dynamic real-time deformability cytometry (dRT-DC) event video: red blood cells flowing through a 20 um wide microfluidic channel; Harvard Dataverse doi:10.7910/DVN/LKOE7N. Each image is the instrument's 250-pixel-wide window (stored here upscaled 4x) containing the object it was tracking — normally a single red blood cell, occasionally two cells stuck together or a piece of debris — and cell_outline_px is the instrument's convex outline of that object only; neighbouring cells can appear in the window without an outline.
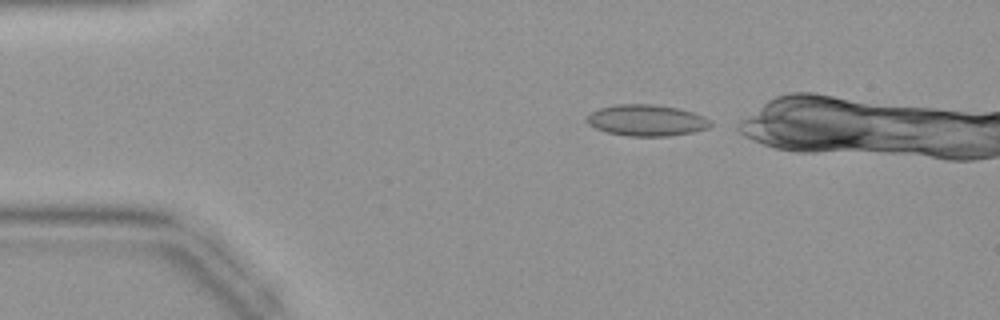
{"species": "common noctule bat (a hibernating species)", "species_latin": "Nyctalus noctula", "temperature_condition": "warm", "stored_images_in_passage": 29, "camera_frame_rate_fps": 3000, "um_per_image_px": 0.085, "animal": {"sex": "female", "body_mass_g": 19.9}, "frame": {"image": 1, "passage_image": 1, "time_ms": 0.0, "image_size_px": [1000, 320], "cell_outline_px": [[712, 124], [708, 128], [692, 132], [668, 136], [628, 136], [608, 132], [596, 128], [588, 124], [588, 116], [592, 112], [600, 108], [616, 104], [652, 104], [676, 108], [692, 112], [704, 116], [712, 120]], "centroid_in_image_um": [54.99, 10.23], "position_along_channel_um": 30.0, "area_um2": 22.37}}
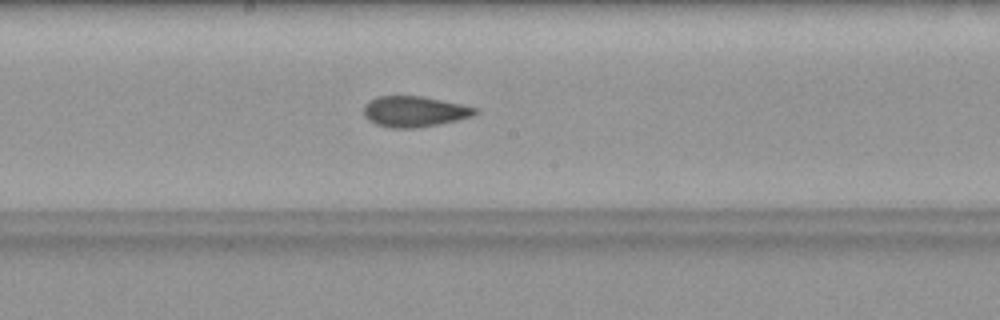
{"frame": {"image": 2, "passage_image": 16, "time_ms": 5.0, "image_size_px": [1000, 320], "cell_outline_px": [[480, 112], [472, 116], [456, 120], [436, 124], [412, 128], [392, 128], [376, 124], [368, 120], [364, 116], [364, 104], [368, 100], [376, 96], [420, 96], [460, 104], [476, 108]], "centroid_in_image_um": [35.17, 9.47], "position_along_channel_um": 213.0, "area_um2": 19.77}}
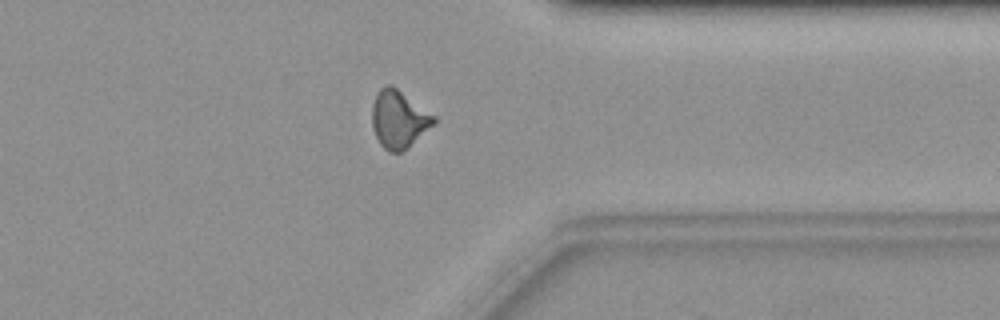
{"frame": {"image": 3, "passage_image": 27, "time_ms": 8.667, "image_size_px": [1000, 320], "cell_outline_px": [[436, 120], [432, 124], [400, 152], [388, 152], [380, 144], [372, 128], [372, 104], [376, 92], [380, 88], [388, 84], [392, 84], [436, 116]], "centroid_in_image_um": [33.84, 10.08], "position_along_channel_um": 377.6, "area_um2": 20.4}}